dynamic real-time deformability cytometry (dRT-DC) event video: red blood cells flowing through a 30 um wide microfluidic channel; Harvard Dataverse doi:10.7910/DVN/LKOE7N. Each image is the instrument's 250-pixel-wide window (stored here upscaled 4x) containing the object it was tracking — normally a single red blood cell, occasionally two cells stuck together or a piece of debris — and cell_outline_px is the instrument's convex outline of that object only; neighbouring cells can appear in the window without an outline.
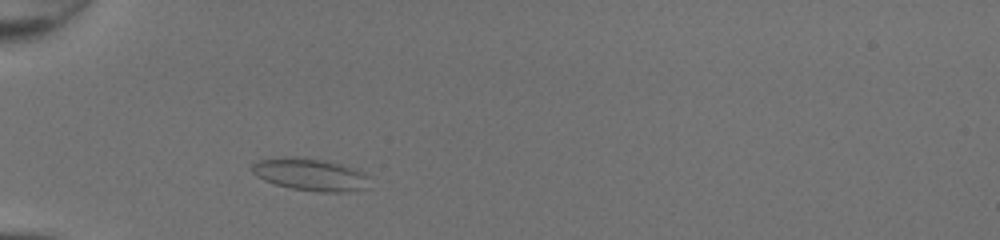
{"species": "common noctule bat (a hibernating species)", "species_latin": "Nyctalus noctula", "temperature_condition": "room temperature", "stored_images_in_passage": 38, "camera_frame_rate_fps": 3000, "um_per_image_px": 0.085, "animal": {"sex": "female", "body_mass_g": 20.0, "forearm_length_mm": 54.0}, "frame": {"image": 1, "passage_image": 6, "time_ms": 1.667, "image_size_px": [1000, 240], "cell_outline_px": [[368, 188], [344, 192], [320, 192], [292, 188], [276, 184], [264, 180], [256, 176], [252, 172], [252, 164], [260, 160], [272, 156], [292, 156], [324, 160], [344, 164], [364, 172], [368, 176]], "centroid_in_image_um": [26.37, 14.81], "position_along_channel_um": 58.6, "area_um2": 22.43}}
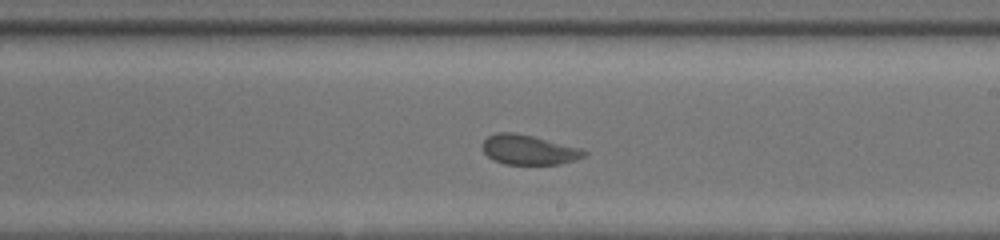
{"frame": {"image": 2, "passage_image": 20, "time_ms": 6.333, "image_size_px": [1000, 240], "cell_outline_px": [[588, 152], [584, 156], [576, 160], [560, 164], [504, 164], [492, 160], [484, 152], [484, 140], [488, 136], [496, 132], [512, 132], [532, 136], [584, 148]], "centroid_in_image_um": [44.98, 12.73], "position_along_channel_um": 244.0, "area_um2": 17.69}}
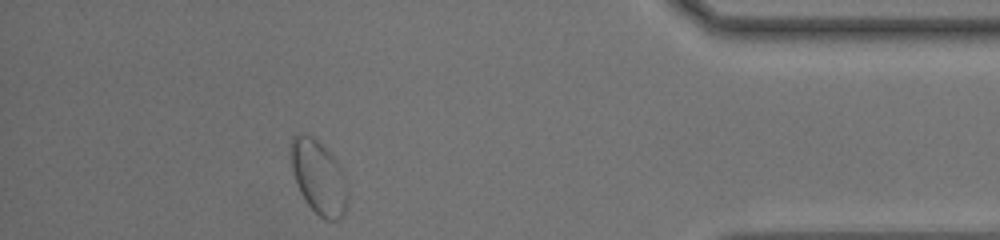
{"frame": {"image": 3, "passage_image": 34, "time_ms": 11.0, "image_size_px": [1000, 240], "cell_outline_px": [[348, 204], [344, 216], [340, 220], [324, 220], [304, 200], [296, 184], [288, 152], [288, 144], [292, 136], [312, 136], [340, 164], [344, 176], [348, 192]], "centroid_in_image_um": [27.08, 15.1], "position_along_channel_um": 408.1, "area_um2": 24.68}, "authors_computed_cell_mechanics": {"area_um2": 19.3052, "velocity_mm_per_s": 4.2777, "shape_relaxation_time_tau1_ms": null, "shape_relaxation_time_tau2_ms": 0.8044, "deformation_change_tau1": null, "deformation_change_tau2": 0.0621}}